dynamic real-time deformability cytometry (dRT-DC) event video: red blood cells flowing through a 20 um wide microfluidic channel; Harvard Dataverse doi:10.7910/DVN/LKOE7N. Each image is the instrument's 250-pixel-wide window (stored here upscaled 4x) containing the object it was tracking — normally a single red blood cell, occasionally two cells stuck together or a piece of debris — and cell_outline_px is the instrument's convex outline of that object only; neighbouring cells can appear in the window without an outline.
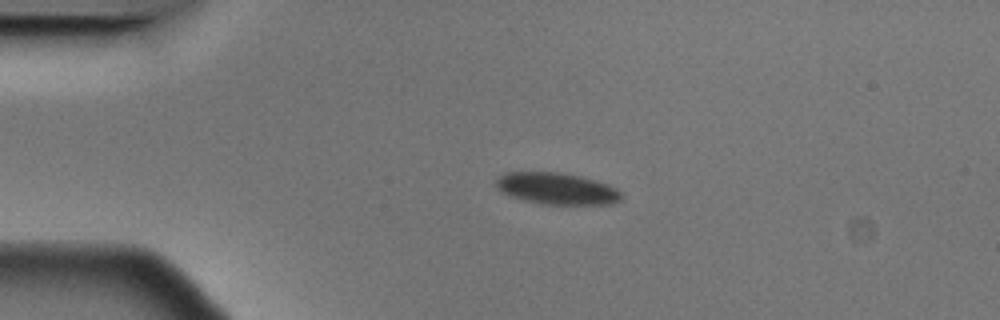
{"species": "Egyptian fruit bat (a non-hibernating species)", "species_latin": "Rousettus aegyptiacus", "temperature_condition": "cold", "stored_images_in_passage": 45, "camera_frame_rate_fps": 3000, "um_per_image_px": 0.085, "animal": {"sex": "male"}, "frame": {"image": 1, "passage_image": 1, "time_ms": 0.0, "image_size_px": [1000, 320], "cell_outline_px": [[624, 196], [620, 200], [612, 204], [544, 204], [524, 200], [512, 196], [504, 192], [496, 184], [496, 180], [504, 172], [560, 172], [580, 176], [596, 180], [608, 184], [616, 188]], "centroid_in_image_um": [47.38, 16.02], "position_along_channel_um": 37.6, "area_um2": 22.95}}
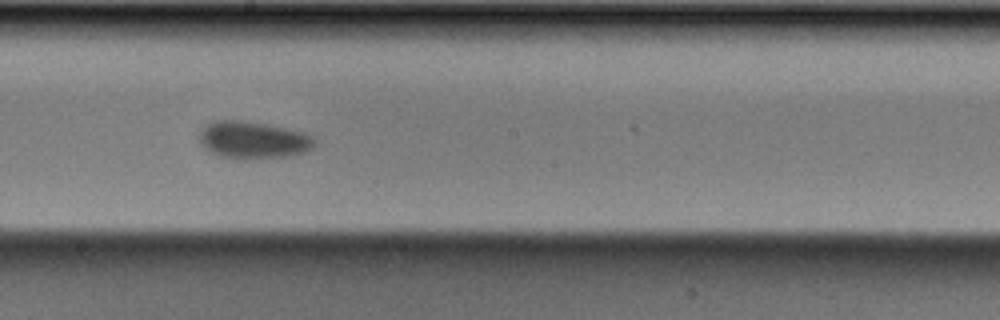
{"frame": {"image": 2, "passage_image": 20, "time_ms": 6.333, "image_size_px": [1000, 320], "cell_outline_px": [[316, 144], [312, 148], [304, 152], [288, 156], [244, 160], [220, 156], [204, 148], [200, 144], [200, 132], [208, 124], [216, 120], [236, 120], [264, 124], [304, 132], [312, 136], [316, 140]], "centroid_in_image_um": [21.53, 11.92], "position_along_channel_um": 226.7, "area_um2": 24.91}}
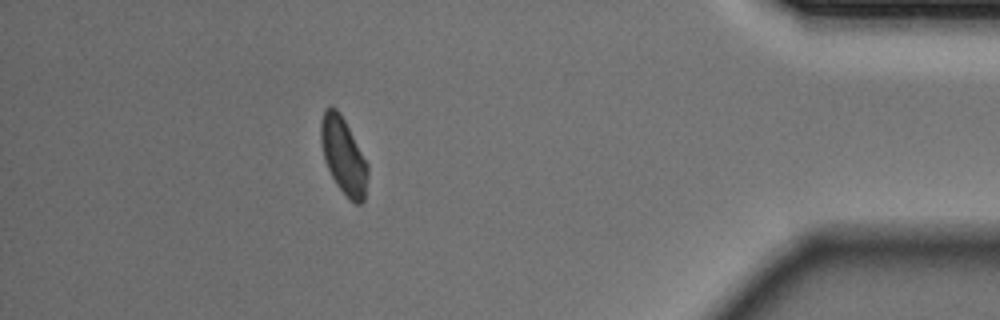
{"frame": {"image": 3, "passage_image": 39, "time_ms": 12.667, "image_size_px": [1000, 320], "cell_outline_px": [[368, 172], [364, 200], [360, 204], [356, 204], [336, 184], [324, 160], [320, 140], [320, 120], [324, 108], [336, 108], [340, 112], [368, 164]], "centroid_in_image_um": [29.17, 13.21], "position_along_channel_um": 406.0, "area_um2": 20.63}, "authors_computed_cell_mechanics": {"area_um2": 22.7732, "velocity_mm_per_s": 3.5289, "shape_relaxation_time_tau1_ms": 2.4737, "shape_relaxation_time_tau2_ms": null, "deformation_change_tau1": 0.0647, "deformation_change_tau2": null}}